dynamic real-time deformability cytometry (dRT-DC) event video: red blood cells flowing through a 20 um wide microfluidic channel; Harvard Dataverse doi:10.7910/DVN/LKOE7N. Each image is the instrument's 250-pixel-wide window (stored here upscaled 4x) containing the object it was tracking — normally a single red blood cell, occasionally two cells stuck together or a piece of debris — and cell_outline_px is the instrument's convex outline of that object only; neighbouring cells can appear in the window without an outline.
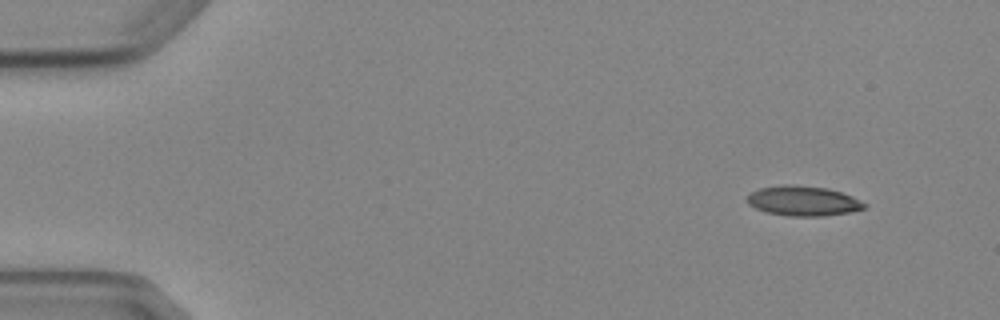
{"species": "Egyptian fruit bat (a non-hibernating species)", "species_latin": "Rousettus aegyptiacus", "temperature_condition": "cold", "stored_images_in_passage": 5, "segment_of_instrument_passage": [1, 2], "camera_frame_rate_fps": 3000, "um_per_image_px": 0.085, "animal": {"sex": "female"}, "frame": {"image": 1, "passage_image": 1, "time_ms": 0.0, "image_size_px": [1000, 320], "cell_outline_px": [[868, 204], [864, 208], [852, 212], [824, 216], [788, 216], [768, 212], [756, 208], [748, 204], [748, 196], [752, 192], [760, 188], [784, 184], [792, 184], [828, 188], [852, 196]], "centroid_in_image_um": [68.3, 17.07], "position_along_channel_um": 16.7, "area_um2": 20.4}}
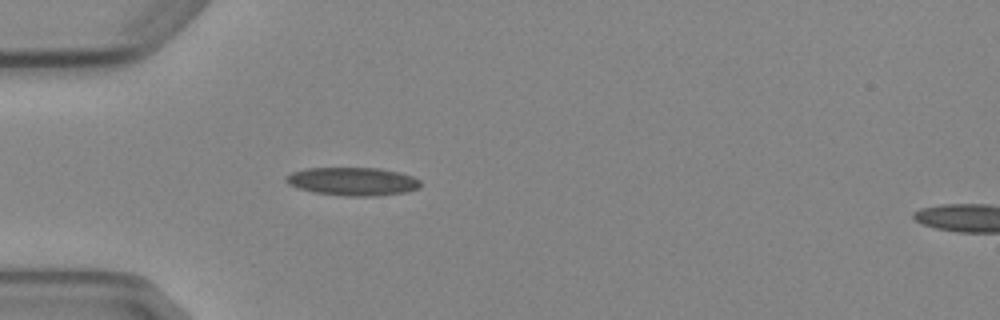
{"frame": {"image": 2, "passage_image": 4, "time_ms": 3.667, "image_size_px": [1000, 320], "cell_outline_px": [[420, 188], [404, 192], [376, 196], [344, 196], [312, 192], [288, 184], [284, 180], [284, 176], [292, 172], [308, 168], [380, 168], [400, 172], [412, 176], [420, 180]], "centroid_in_image_um": [29.97, 15.42], "position_along_channel_um": 55.0, "area_um2": 22.2}}